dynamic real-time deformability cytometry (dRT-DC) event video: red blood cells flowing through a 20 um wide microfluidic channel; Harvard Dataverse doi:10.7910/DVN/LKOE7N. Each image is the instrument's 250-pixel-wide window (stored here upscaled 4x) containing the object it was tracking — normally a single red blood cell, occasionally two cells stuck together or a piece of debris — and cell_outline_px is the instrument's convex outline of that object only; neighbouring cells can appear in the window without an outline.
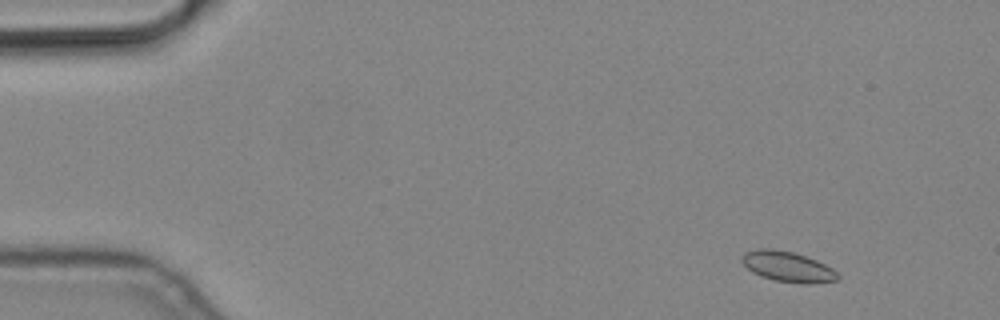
{"species": "common noctule bat (a hibernating species)", "species_latin": "Nyctalus noctula", "temperature_condition": "cold", "stored_images_in_passage": 5, "camera_frame_rate_fps": 3000, "um_per_image_px": 0.085, "animal": {"sex": "male", "body_mass_g": 19.2, "forearm_length_mm": 51.8}, "frame": {"image": 1, "passage_image": 2, "time_ms": 0.333, "image_size_px": [1000, 320], "cell_outline_px": [[840, 280], [808, 284], [804, 284], [776, 280], [760, 276], [752, 272], [740, 260], [740, 256], [744, 252], [756, 248], [772, 248], [792, 252], [816, 260], [832, 268], [840, 276]], "centroid_in_image_um": [66.93, 22.66], "position_along_channel_um": 18.1, "area_um2": 17.05}}
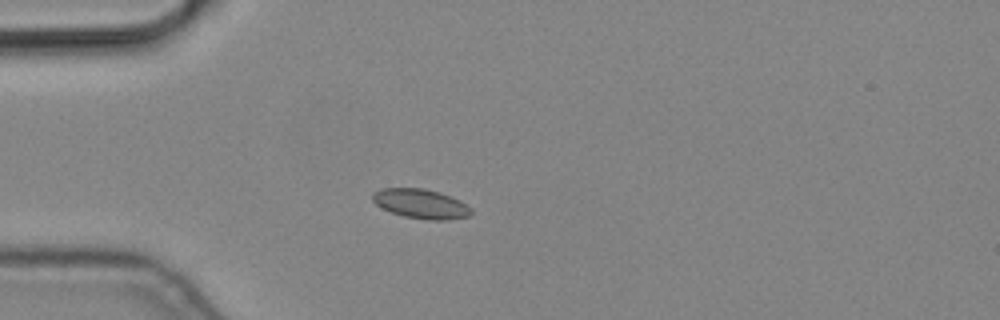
{"frame": {"image": 2, "passage_image": 5, "time_ms": 1.333, "image_size_px": [1000, 320], "cell_outline_px": [[472, 212], [468, 216], [448, 220], [428, 220], [404, 216], [392, 212], [376, 204], [372, 200], [372, 192], [380, 188], [424, 188], [440, 192], [460, 200], [472, 208]], "centroid_in_image_um": [35.78, 17.31], "position_along_channel_um": 49.2, "area_um2": 16.99}}